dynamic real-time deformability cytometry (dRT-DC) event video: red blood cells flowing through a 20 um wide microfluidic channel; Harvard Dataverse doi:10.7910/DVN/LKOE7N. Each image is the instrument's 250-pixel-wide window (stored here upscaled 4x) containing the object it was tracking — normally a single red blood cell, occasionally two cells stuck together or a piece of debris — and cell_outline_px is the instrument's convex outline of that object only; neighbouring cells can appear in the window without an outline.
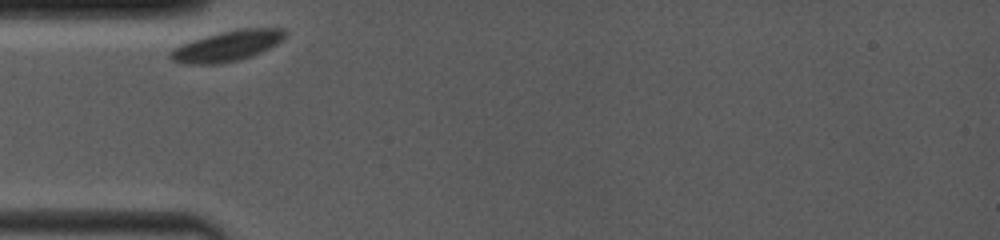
{"species": "common noctule bat (a hibernating species)", "species_latin": "Nyctalus noctula", "temperature_condition": "room temperature", "stored_images_in_passage": 28, "camera_frame_rate_fps": 4000, "um_per_image_px": 0.085, "animal": {"sex": "female", "body_mass_g": 19.0, "forearm_length_mm": 53.3}, "frame": {"image": 1, "passage_image": 1, "time_ms": 0.0, "image_size_px": [1000, 240], "cell_outline_px": [[288, 32], [284, 40], [252, 56], [220, 64], [180, 64], [172, 60], [168, 56], [168, 52], [172, 48], [220, 32], [240, 28], [284, 28]], "centroid_in_image_um": [19.33, 3.91], "position_along_channel_um": 65.7, "area_um2": 20.35}}
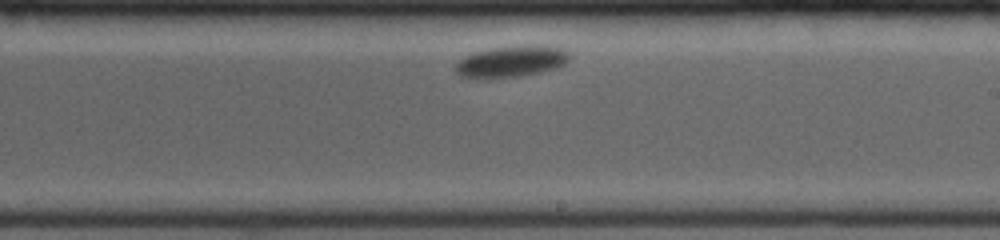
{"frame": {"image": 2, "passage_image": 16, "time_ms": 5.75, "image_size_px": [1000, 240], "cell_outline_px": [[572, 56], [564, 64], [556, 68], [540, 72], [520, 76], [488, 80], [476, 80], [460, 76], [456, 72], [456, 64], [464, 56], [488, 48], [536, 44], [568, 48], [572, 52]], "centroid_in_image_um": [43.5, 5.23], "position_along_channel_um": 245.5, "area_um2": 21.68}}
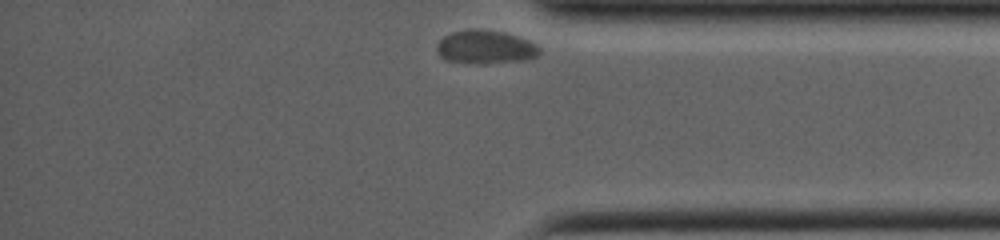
{"frame": {"image": 3, "passage_image": 28, "time_ms": 10.25, "image_size_px": [1000, 240], "cell_outline_px": [[540, 52], [536, 56], [524, 60], [480, 64], [468, 64], [444, 60], [436, 52], [436, 44], [444, 36], [452, 32], [476, 28], [504, 32], [528, 40], [540, 48]], "centroid_in_image_um": [41.2, 4.01], "position_along_channel_um": 394.0, "area_um2": 20.23}, "authors_computed_cell_mechanics": {"area_um2": 20.2589, "velocity_mm_per_s": 3.1968, "shape_relaxation_time_tau1_ms": 1.603, "shape_relaxation_time_tau2_ms": null, "deformation_change_tau1": 0.0261, "deformation_change_tau2": null}}